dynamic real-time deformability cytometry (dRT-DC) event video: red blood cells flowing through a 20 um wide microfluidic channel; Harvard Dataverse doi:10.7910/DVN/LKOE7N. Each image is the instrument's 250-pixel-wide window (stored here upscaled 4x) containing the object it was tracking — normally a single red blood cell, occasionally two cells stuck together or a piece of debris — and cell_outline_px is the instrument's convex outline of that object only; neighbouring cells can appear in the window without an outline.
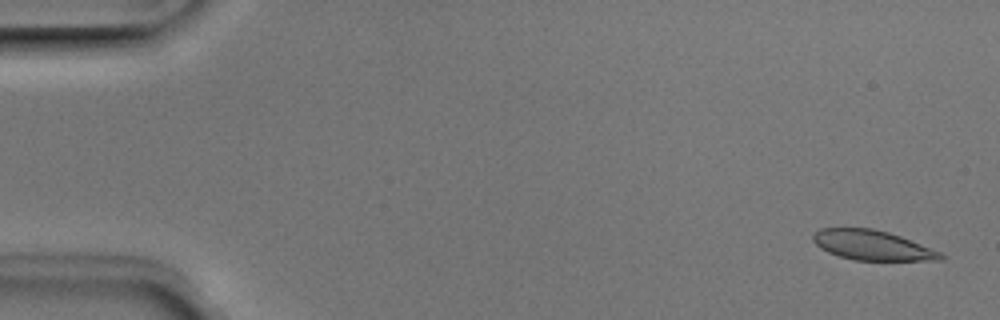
{"species": "Egyptian fruit bat (a non-hibernating species)", "species_latin": "Rousettus aegyptiacus", "temperature_condition": "room temperature", "stored_images_in_passage": 51, "camera_frame_rate_fps": 3000, "um_per_image_px": 0.085, "animal": {"sex": "male"}, "frame": {"image": 1, "passage_image": 2, "time_ms": 0.333, "image_size_px": [1000, 320], "cell_outline_px": [[944, 260], [856, 260], [840, 256], [828, 252], [820, 248], [812, 240], [812, 236], [820, 228], [872, 228], [888, 232], [900, 236], [940, 252], [944, 256]], "centroid_in_image_um": [74.11, 20.84], "position_along_channel_um": 10.9, "area_um2": 21.91}}
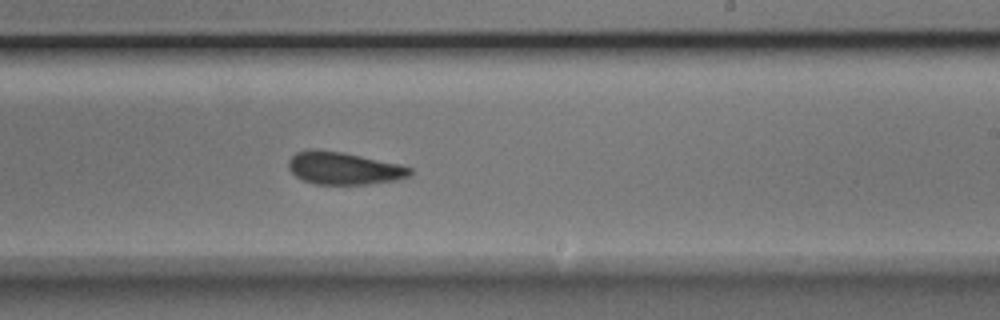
{"frame": {"image": 2, "passage_image": 31, "time_ms": 10.0, "image_size_px": [1000, 320], "cell_outline_px": [[412, 172], [408, 176], [396, 180], [368, 184], [316, 184], [304, 180], [296, 176], [288, 168], [288, 160], [296, 152], [308, 148], [316, 148], [344, 152], [400, 164], [412, 168]], "centroid_in_image_um": [29.19, 14.28], "position_along_channel_um": 259.8, "area_um2": 23.18}}
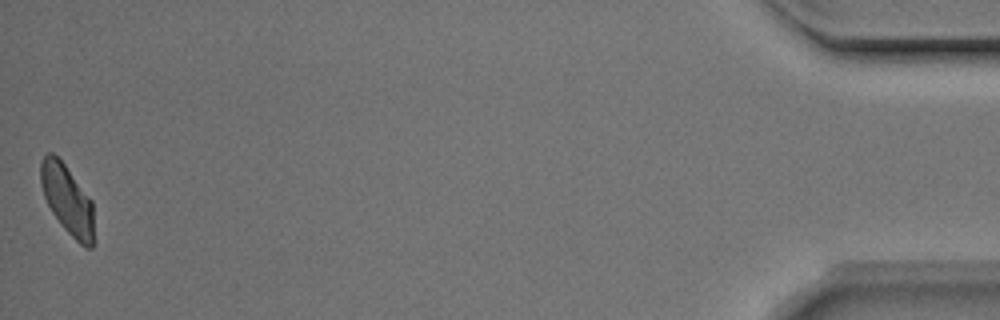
{"frame": {"image": 3, "passage_image": 51, "time_ms": 16.667, "image_size_px": [1000, 320], "cell_outline_px": [[96, 240], [92, 248], [84, 248], [60, 224], [52, 212], [44, 196], [40, 184], [40, 160], [48, 152], [52, 152], [64, 164], [92, 200]], "centroid_in_image_um": [5.76, 17.02], "position_along_channel_um": 429.4, "area_um2": 21.91}, "authors_computed_cell_mechanics": {"area_um2": 22.9466, "velocity_mm_per_s": 3.946, "shape_relaxation_time_tau1_ms": 4.1921, "shape_relaxation_time_tau2_ms": 3.0035, "deformation_change_tau1": 0.1147, "deformation_change_tau2": 0.0832}}